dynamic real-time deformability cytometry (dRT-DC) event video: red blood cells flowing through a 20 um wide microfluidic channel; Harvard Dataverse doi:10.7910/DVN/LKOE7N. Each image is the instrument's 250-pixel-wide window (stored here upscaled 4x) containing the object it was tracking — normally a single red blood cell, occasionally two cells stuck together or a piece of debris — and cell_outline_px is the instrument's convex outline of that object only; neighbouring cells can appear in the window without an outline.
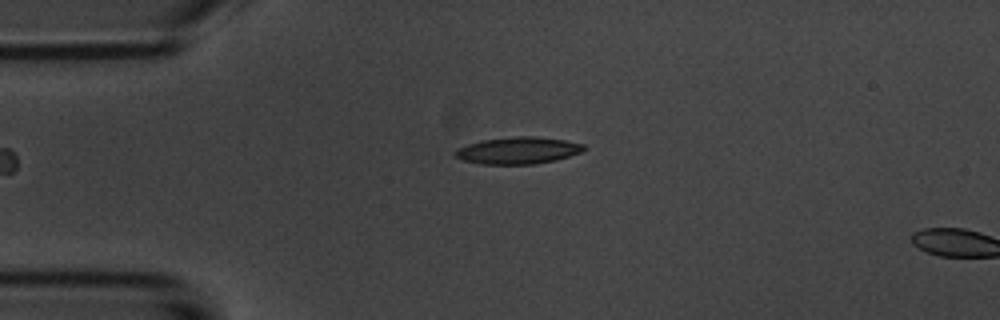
{"species": "common noctule bat (a hibernating species)", "species_latin": "Nyctalus noctula", "temperature_condition": "room temperature", "stored_images_in_passage": 2, "segment_of_instrument_passage": [2, 2], "camera_frame_rate_fps": 3000, "um_per_image_px": 0.085, "animal": {"sex": "male", "body_mass_g": 20.1, "forearm_length_mm": 53.5}, "frame": {"image": 1, "passage_image": 2, "time_ms": 1.333, "image_size_px": [1000, 320], "cell_outline_px": [[584, 148], [580, 152], [556, 160], [532, 164], [480, 164], [464, 160], [456, 156], [452, 152], [456, 148], [480, 140], [516, 136], [536, 136], [564, 140], [584, 144]], "centroid_in_image_um": [43.98, 12.78], "position_along_channel_um": 41.0, "area_um2": 20.11}}